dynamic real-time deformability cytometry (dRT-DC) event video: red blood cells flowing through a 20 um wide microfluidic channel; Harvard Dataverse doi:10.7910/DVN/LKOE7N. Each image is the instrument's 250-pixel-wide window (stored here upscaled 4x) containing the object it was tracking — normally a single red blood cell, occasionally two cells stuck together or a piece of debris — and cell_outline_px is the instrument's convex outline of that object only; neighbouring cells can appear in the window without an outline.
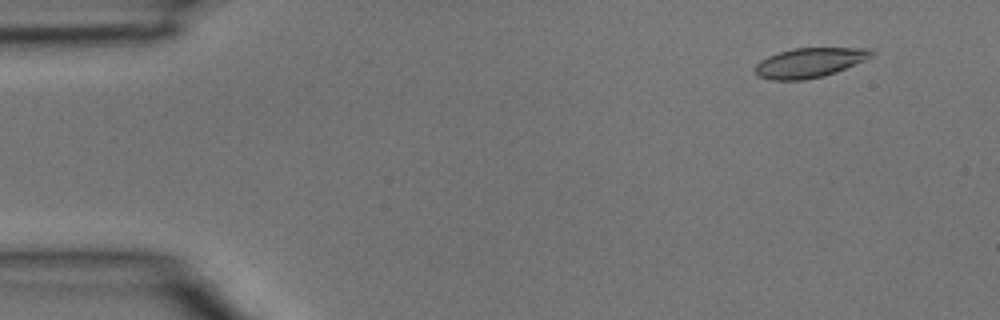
{"species": "common noctule bat (a hibernating species)", "species_latin": "Nyctalus noctula", "temperature_condition": "room temperature", "stored_images_in_passage": 3, "camera_frame_rate_fps": 3000, "um_per_image_px": 0.085, "animal": {"sex": "male", "body_mass_g": 15.6}, "frame": {"image": 1, "passage_image": 1, "time_ms": 0.0, "image_size_px": [1000, 320], "cell_outline_px": [[876, 56], [868, 60], [836, 72], [824, 76], [804, 80], [772, 80], [756, 76], [756, 64], [760, 60], [768, 56], [792, 48], [872, 48], [876, 52]], "centroid_in_image_um": [68.89, 5.32], "position_along_channel_um": 16.1, "area_um2": 20.46}}
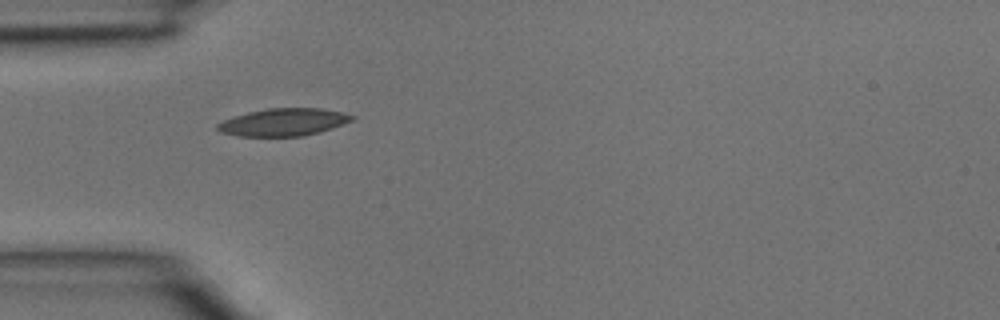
{"frame": {"image": 2, "passage_image": 3, "time_ms": 0.667, "image_size_px": [1000, 320], "cell_outline_px": [[356, 116], [352, 120], [344, 124], [320, 132], [304, 136], [236, 136], [220, 132], [216, 128], [216, 124], [232, 116], [248, 112], [268, 108], [320, 108], [340, 112]], "centroid_in_image_um": [24.07, 10.39], "position_along_channel_um": 60.9, "area_um2": 21.62}}